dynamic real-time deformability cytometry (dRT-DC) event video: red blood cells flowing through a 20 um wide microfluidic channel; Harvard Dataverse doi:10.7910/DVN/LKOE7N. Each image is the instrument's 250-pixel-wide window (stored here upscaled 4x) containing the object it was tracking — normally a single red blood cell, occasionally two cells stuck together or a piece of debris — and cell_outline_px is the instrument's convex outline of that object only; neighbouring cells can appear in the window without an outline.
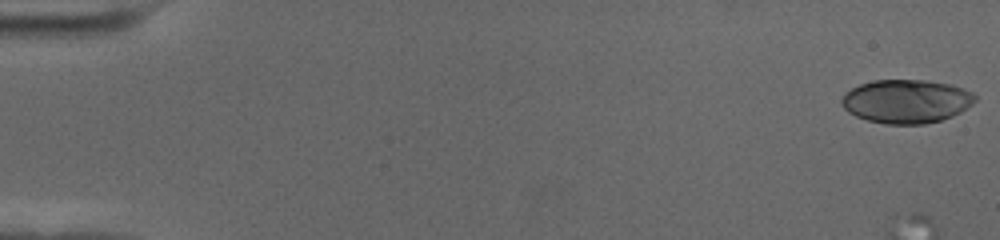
{"species": "human", "species_latin": "Homo sapiens", "temperature_condition": "cold", "stored_images_in_passage": 10, "camera_frame_rate_fps": 3000, "um_per_image_px": 0.085, "donor": {"sex": "female"}, "frame": {"image": 1, "passage_image": 1, "time_ms": 0.0, "image_size_px": [1000, 240], "cell_outline_px": [[976, 100], [972, 104], [960, 112], [952, 116], [940, 120], [924, 124], [884, 124], [868, 120], [856, 116], [848, 112], [840, 104], [840, 100], [844, 92], [860, 84], [872, 80], [924, 80], [952, 84], [964, 88], [972, 92], [976, 96]], "centroid_in_image_um": [77.02, 8.6], "position_along_channel_um": 8.0, "area_um2": 34.16}}